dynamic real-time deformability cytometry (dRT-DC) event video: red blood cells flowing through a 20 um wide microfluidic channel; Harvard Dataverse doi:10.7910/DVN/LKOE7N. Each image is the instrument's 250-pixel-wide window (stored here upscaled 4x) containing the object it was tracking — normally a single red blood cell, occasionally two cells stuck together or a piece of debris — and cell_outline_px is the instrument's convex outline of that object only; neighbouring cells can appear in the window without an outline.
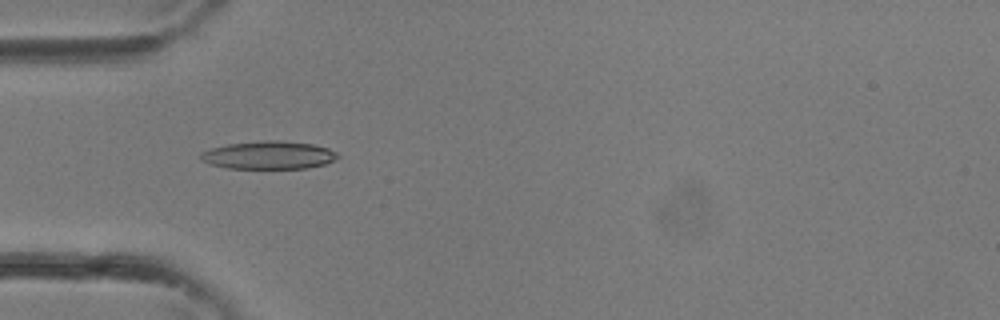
{"species": "common noctule bat (a hibernating species)", "species_latin": "Nyctalus noctula", "temperature_condition": "room temperature", "stored_images_in_passage": 34, "camera_frame_rate_fps": 3000, "um_per_image_px": 0.085, "animal": {"sex": "female"}, "frame": {"image": 1, "passage_image": 11, "time_ms": 3.333, "image_size_px": [1000, 320], "cell_outline_px": [[340, 156], [324, 164], [308, 168], [228, 168], [208, 164], [200, 156], [200, 152], [212, 148], [228, 144], [264, 140], [280, 140], [312, 144], [328, 148], [336, 152]], "centroid_in_image_um": [22.84, 13.18], "position_along_channel_um": 62.2, "area_um2": 22.2}}
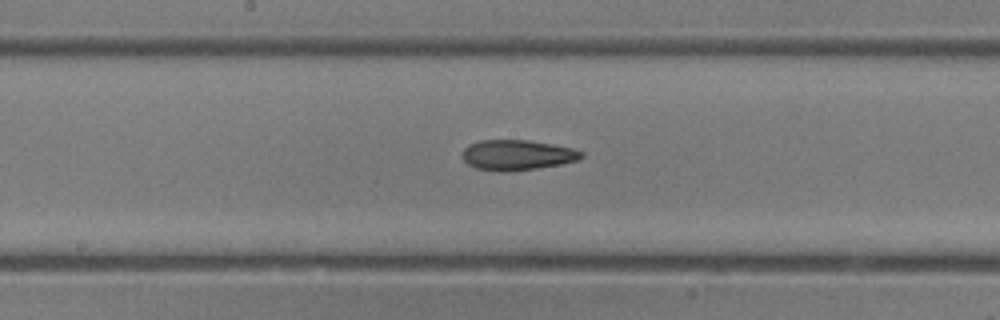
{"frame": {"image": 2, "passage_image": 18, "time_ms": 5.667, "image_size_px": [1000, 320], "cell_outline_px": [[584, 156], [576, 160], [560, 164], [536, 168], [508, 172], [500, 172], [476, 168], [468, 164], [460, 156], [464, 148], [468, 144], [480, 140], [528, 140], [552, 144], [572, 148], [584, 152]], "centroid_in_image_um": [43.92, 13.17], "position_along_channel_um": 204.3, "area_um2": 21.1}}
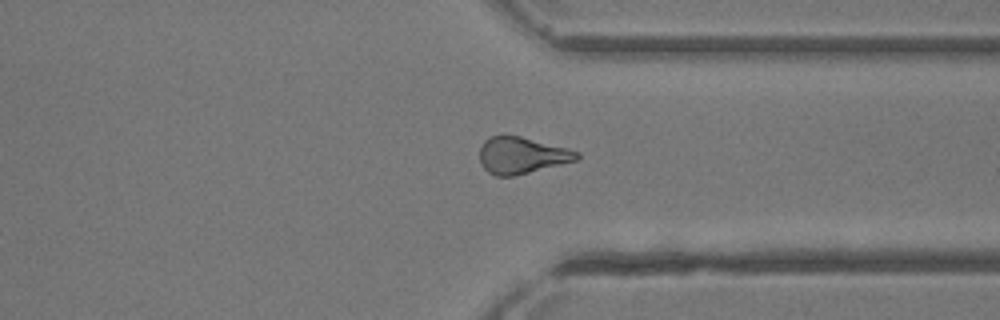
{"frame": {"image": 3, "passage_image": 26, "time_ms": 8.333, "image_size_px": [1000, 320], "cell_outline_px": [[580, 156], [576, 160], [512, 176], [496, 176], [488, 172], [480, 164], [480, 148], [484, 140], [488, 136], [520, 136], [568, 148], [580, 152]], "centroid_in_image_um": [44.32, 13.2], "position_along_channel_um": 367.1, "area_um2": 20.52}}